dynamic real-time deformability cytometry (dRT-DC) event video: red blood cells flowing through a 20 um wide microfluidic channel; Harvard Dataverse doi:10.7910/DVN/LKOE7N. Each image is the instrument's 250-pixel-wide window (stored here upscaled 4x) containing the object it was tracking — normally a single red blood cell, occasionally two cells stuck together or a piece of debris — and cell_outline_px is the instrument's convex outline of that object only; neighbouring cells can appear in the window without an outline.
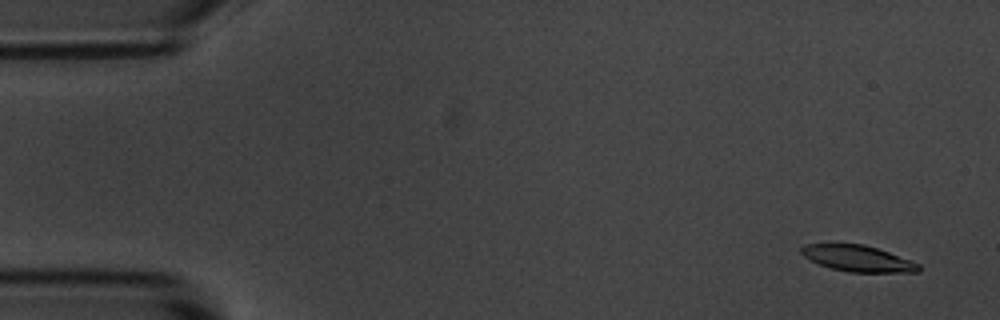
{"species": "common noctule bat (a hibernating species)", "species_latin": "Nyctalus noctula", "temperature_condition": "room temperature", "stored_images_in_passage": 55, "camera_frame_rate_fps": 3000, "um_per_image_px": 0.085, "animal": {"sex": "male", "body_mass_g": 20.1, "forearm_length_mm": 53.5}, "frame": {"image": 1, "passage_image": 3, "time_ms": 0.667, "image_size_px": [1000, 320], "cell_outline_px": [[920, 272], [848, 272], [832, 268], [820, 264], [804, 256], [800, 252], [800, 248], [808, 244], [864, 244], [888, 252], [920, 264]], "centroid_in_image_um": [72.93, 21.97], "position_along_channel_um": 12.1, "area_um2": 17.57}}
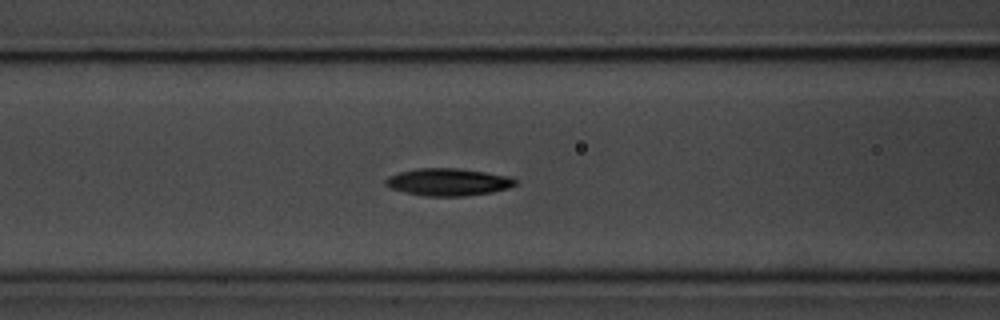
{"frame": {"image": 2, "passage_image": 22, "time_ms": 7.0, "image_size_px": [1000, 320], "cell_outline_px": [[516, 184], [508, 188], [492, 192], [464, 196], [424, 196], [392, 188], [384, 184], [384, 180], [388, 176], [400, 172], [416, 168], [456, 168], [512, 176], [516, 180]], "centroid_in_image_um": [38.11, 15.46], "position_along_channel_um": 128.5, "area_um2": 20.58}}
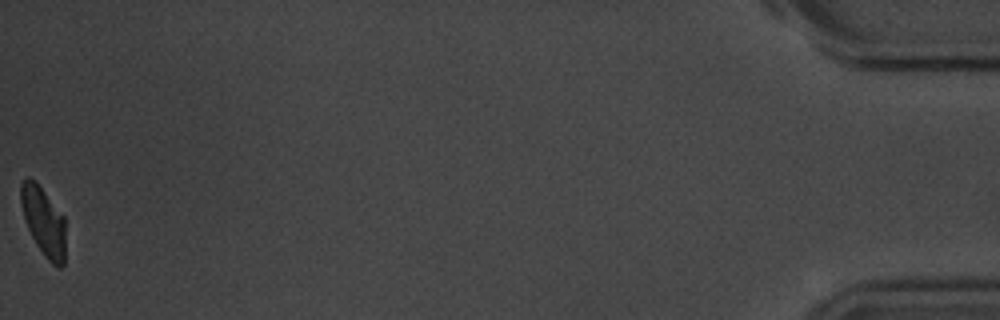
{"frame": {"image": 3, "passage_image": 55, "time_ms": 18.0, "image_size_px": [1000, 320], "cell_outline_px": [[64, 264], [60, 268], [52, 264], [44, 256], [36, 244], [28, 228], [24, 216], [20, 200], [20, 184], [28, 176], [36, 180], [64, 216]], "centroid_in_image_um": [3.69, 18.79], "position_along_channel_um": 431.5, "area_um2": 17.86}, "authors_computed_cell_mechanics": {"area_um2": 19.7098, "velocity_mm_per_s": 3.664, "shape_relaxation_time_tau1_ms": 2.2167, "shape_relaxation_time_tau2_ms": null, "deformation_change_tau1": 0.1156, "deformation_change_tau2": null}}